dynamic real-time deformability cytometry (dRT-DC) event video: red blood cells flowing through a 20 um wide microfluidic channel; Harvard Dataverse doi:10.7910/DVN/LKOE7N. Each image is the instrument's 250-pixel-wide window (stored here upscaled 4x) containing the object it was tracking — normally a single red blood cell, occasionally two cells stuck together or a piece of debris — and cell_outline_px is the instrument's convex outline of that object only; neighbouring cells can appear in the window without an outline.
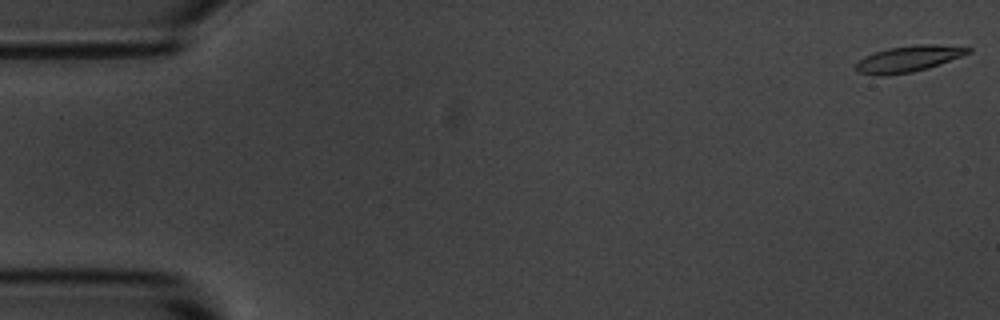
{"species": "common noctule bat (a hibernating species)", "species_latin": "Nyctalus noctula", "temperature_condition": "room temperature", "stored_images_in_passage": 56, "camera_frame_rate_fps": 3000, "um_per_image_px": 0.085, "animal": {"sex": "male", "body_mass_g": 20.1, "forearm_length_mm": 53.5}, "frame": {"image": 1, "passage_image": 1, "time_ms": 0.0, "image_size_px": [1000, 320], "cell_outline_px": [[972, 52], [928, 68], [912, 72], [880, 76], [860, 72], [856, 68], [856, 64], [864, 56], [888, 48], [916, 44], [936, 44], [972, 48]], "centroid_in_image_um": [77.24, 4.99], "position_along_channel_um": 7.8, "area_um2": 16.88}}
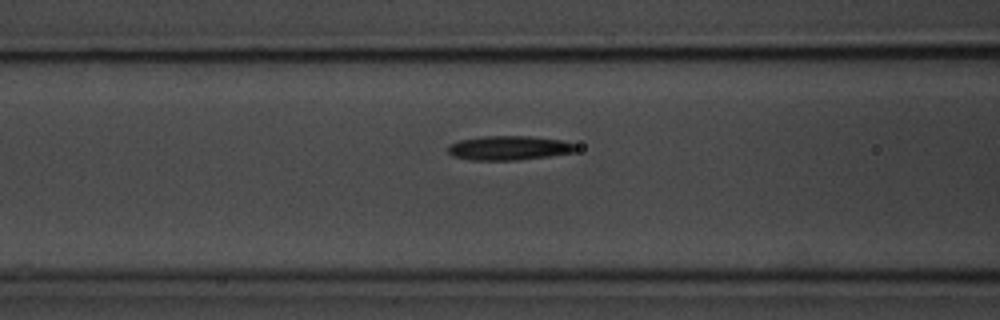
{"frame": {"image": 2, "passage_image": 22, "time_ms": 7.0, "image_size_px": [1000, 320], "cell_outline_px": [[576, 152], [548, 156], [516, 160], [472, 160], [452, 156], [448, 152], [448, 144], [460, 140], [480, 136], [532, 136], [564, 140], [576, 144]], "centroid_in_image_um": [43.27, 12.57], "position_along_channel_um": 123.3, "area_um2": 18.26}}
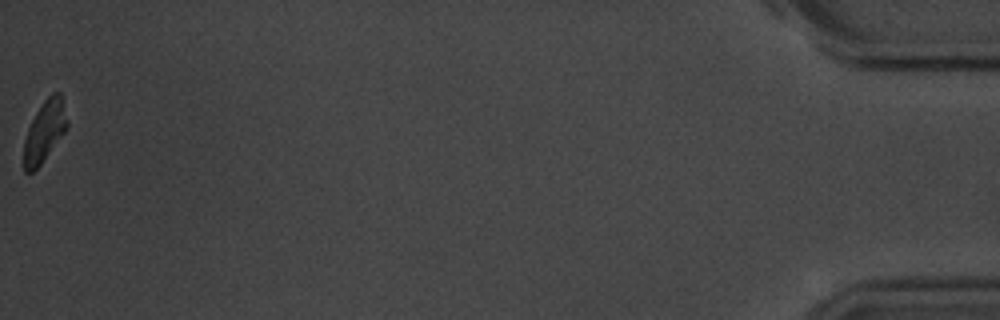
{"frame": {"image": 3, "passage_image": 56, "time_ms": 18.333, "image_size_px": [1000, 320], "cell_outline_px": [[68, 128], [40, 164], [32, 172], [24, 172], [24, 140], [28, 128], [36, 112], [44, 100], [52, 92], [60, 92], [68, 120]], "centroid_in_image_um": [3.8, 11.13], "position_along_channel_um": 431.4, "area_um2": 15.26}, "authors_computed_cell_mechanics": {"area_um2": 17.2244, "velocity_mm_per_s": 3.5935, "shape_relaxation_time_tau1_ms": 2.5776, "shape_relaxation_time_tau2_ms": 5.9582, "deformation_change_tau1": 0.138, "deformation_change_tau2": 0.1505}}